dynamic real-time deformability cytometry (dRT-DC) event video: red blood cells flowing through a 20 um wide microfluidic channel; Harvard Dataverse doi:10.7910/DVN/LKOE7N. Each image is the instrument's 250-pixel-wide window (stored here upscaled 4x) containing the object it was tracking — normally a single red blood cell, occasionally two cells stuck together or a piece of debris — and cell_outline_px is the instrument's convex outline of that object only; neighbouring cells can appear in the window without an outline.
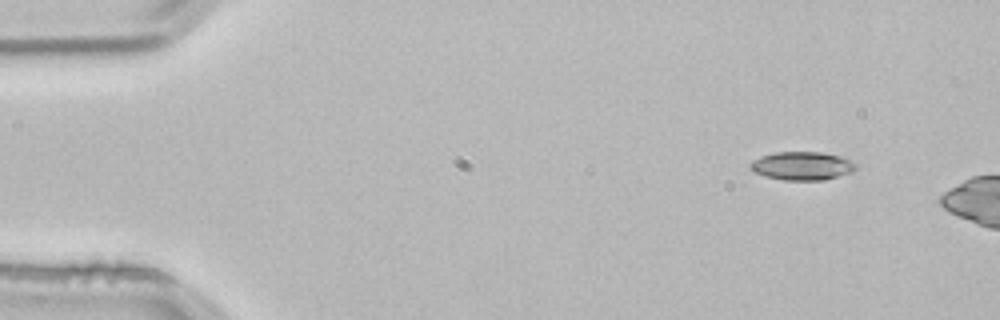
{"species": "common noctule bat (a hibernating species)", "species_latin": "Nyctalus noctula", "temperature_condition": "room temperature", "stored_images_in_passage": 2, "camera_frame_rate_fps": 3000, "um_per_image_px": 0.085, "animal": {"sex": "male", "body_mass_g": 21.5, "forearm_length_mm": 52.0}, "frame": {"image": 1, "passage_image": 1, "time_ms": 0.0, "image_size_px": [1000, 320], "cell_outline_px": [[856, 168], [852, 172], [824, 180], [784, 180], [764, 176], [752, 172], [748, 168], [748, 164], [752, 160], [760, 156], [776, 152], [820, 152], [840, 156], [856, 164]], "centroid_in_image_um": [68.1, 14.1], "position_along_channel_um": 16.9, "area_um2": 17.57}}